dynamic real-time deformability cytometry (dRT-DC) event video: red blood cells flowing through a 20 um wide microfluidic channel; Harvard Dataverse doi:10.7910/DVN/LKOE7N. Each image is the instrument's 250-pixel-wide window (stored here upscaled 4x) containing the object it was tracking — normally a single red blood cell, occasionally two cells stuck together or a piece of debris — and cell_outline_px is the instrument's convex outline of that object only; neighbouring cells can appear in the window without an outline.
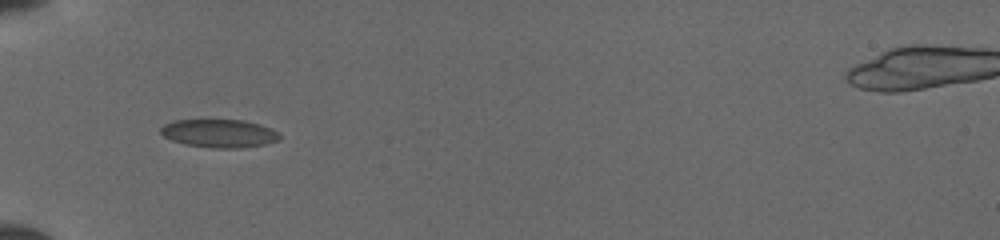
{"species": "common noctule bat (a hibernating species)", "species_latin": "Nyctalus noctula", "temperature_condition": "cold", "stored_images_in_passage": 66, "camera_frame_rate_fps": 3000, "um_per_image_px": 0.085, "animal": {"sex": "female", "body_mass_g": 19.5, "forearm_length_mm": 54.1}, "frame": {"image": 1, "passage_image": 1, "time_ms": 0.0, "image_size_px": [1000, 240], "cell_outline_px": [[280, 140], [264, 144], [240, 148], [212, 148], [184, 144], [172, 140], [164, 136], [160, 132], [160, 128], [164, 124], [172, 120], [244, 120], [260, 124], [272, 128], [280, 136]], "centroid_in_image_um": [18.62, 11.33], "position_along_channel_um": 66.4, "area_um2": 19.59}}
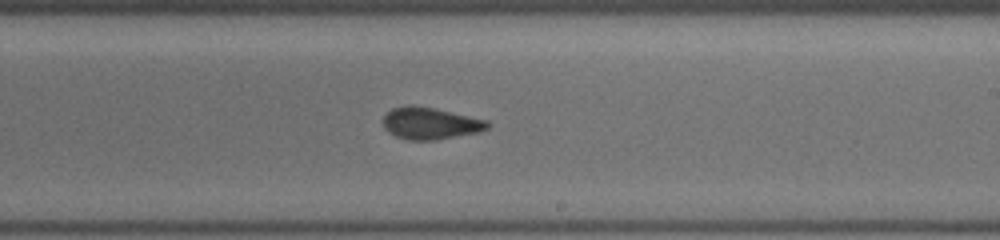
{"frame": {"image": 2, "passage_image": 33, "time_ms": 4.667, "image_size_px": [1000, 240], "cell_outline_px": [[492, 124], [488, 128], [480, 132], [436, 140], [408, 140], [396, 136], [388, 132], [384, 128], [384, 116], [392, 108], [408, 104], [412, 104], [436, 108], [488, 120]], "centroid_in_image_um": [36.6, 10.47], "position_along_channel_um": 252.4, "area_um2": 19.71}}
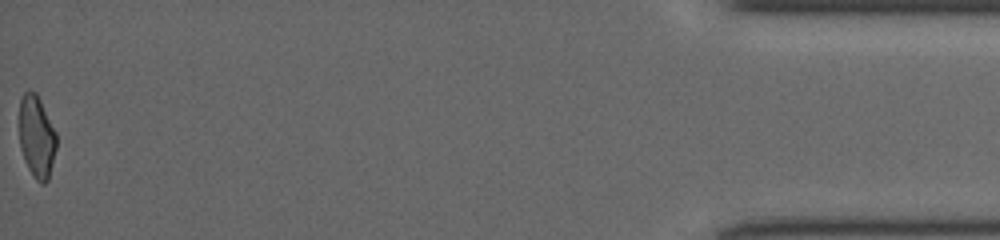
{"frame": {"image": 3, "passage_image": 65, "time_ms": 11.0, "image_size_px": [1000, 240], "cell_outline_px": [[56, 148], [48, 180], [44, 184], [40, 184], [36, 180], [28, 168], [24, 160], [20, 148], [20, 100], [24, 92], [36, 92], [56, 132]], "centroid_in_image_um": [3.12, 11.65], "position_along_channel_um": 432.1, "area_um2": 17.63}}